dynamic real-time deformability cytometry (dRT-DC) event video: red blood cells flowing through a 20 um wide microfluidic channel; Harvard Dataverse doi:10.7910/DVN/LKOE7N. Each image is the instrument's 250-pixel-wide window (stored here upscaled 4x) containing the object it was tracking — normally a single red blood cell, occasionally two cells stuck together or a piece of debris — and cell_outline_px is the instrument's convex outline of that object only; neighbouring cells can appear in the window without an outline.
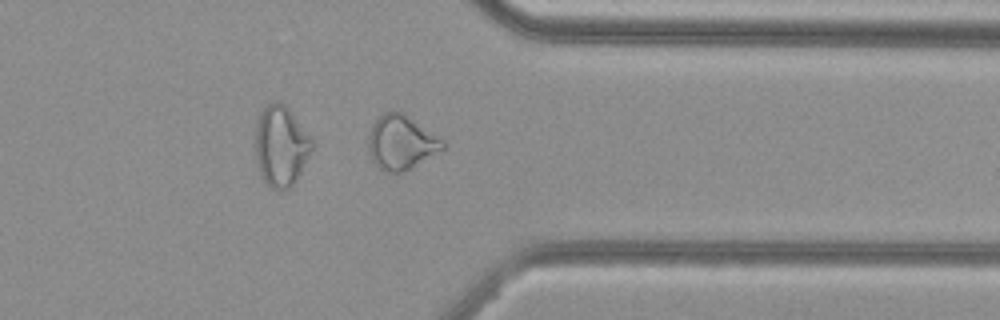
{"species": "common noctule bat (a hibernating species)", "species_latin": "Nyctalus noctula", "temperature_condition": "cold", "stored_images_in_passage": 50, "camera_frame_rate_fps": 3000, "um_per_image_px": 0.085, "animal": {"sex": "female", "body_mass_g": 29.2, "forearm_length_mm": 56.3}, "frame": {"image": 1, "passage_image": 43, "time_ms": 14.0, "image_size_px": [1000, 320], "cell_outline_px": [[444, 148], [412, 168], [400, 172], [388, 172], [380, 168], [372, 160], [368, 152], [368, 136], [372, 124], [384, 112], [400, 112], [444, 140]], "centroid_in_image_um": [34.07, 12.13], "position_along_channel_um": 377.3, "area_um2": 23.0}, "authors_computed_cell_mechanics": {"area_um2": 25.4898, "velocity_mm_per_s": 3.8324, "shape_relaxation_time_tau1_ms": null, "shape_relaxation_time_tau2_ms": 2.9997, "deformation_change_tau1": null, "deformation_change_tau2": 0.0903}}